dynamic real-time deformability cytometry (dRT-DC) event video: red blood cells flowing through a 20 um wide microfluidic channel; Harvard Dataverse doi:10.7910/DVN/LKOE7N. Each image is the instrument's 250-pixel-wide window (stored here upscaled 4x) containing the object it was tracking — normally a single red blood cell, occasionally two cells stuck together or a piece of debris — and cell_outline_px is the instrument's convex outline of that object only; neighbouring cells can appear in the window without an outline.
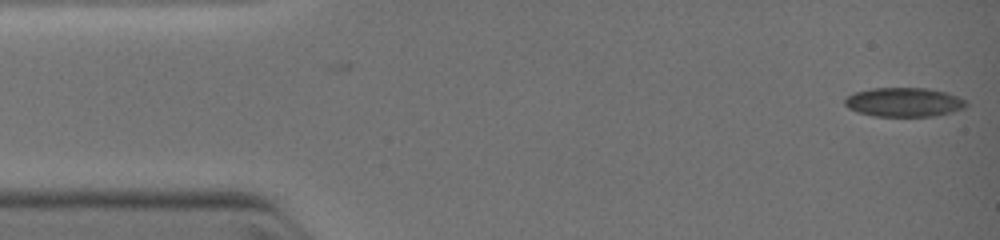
{"species": "common noctule bat (a hibernating species)", "species_latin": "Nyctalus noctula", "temperature_condition": "warm", "stored_images_in_passage": 5, "camera_frame_rate_fps": 3000, "um_per_image_px": 0.085, "animal": {"sex": "female", "body_mass_g": 19.0, "forearm_length_mm": 51.5}, "frame": {"image": 1, "passage_image": 5, "time_ms": 1.0, "image_size_px": [1000, 240], "cell_outline_px": [[968, 104], [964, 108], [952, 112], [932, 116], [876, 116], [856, 112], [848, 108], [844, 104], [844, 100], [848, 96], [856, 92], [872, 88], [928, 88], [944, 92], [956, 96], [964, 100]], "centroid_in_image_um": [76.81, 8.69], "position_along_channel_um": 8.2, "area_um2": 20.46}}